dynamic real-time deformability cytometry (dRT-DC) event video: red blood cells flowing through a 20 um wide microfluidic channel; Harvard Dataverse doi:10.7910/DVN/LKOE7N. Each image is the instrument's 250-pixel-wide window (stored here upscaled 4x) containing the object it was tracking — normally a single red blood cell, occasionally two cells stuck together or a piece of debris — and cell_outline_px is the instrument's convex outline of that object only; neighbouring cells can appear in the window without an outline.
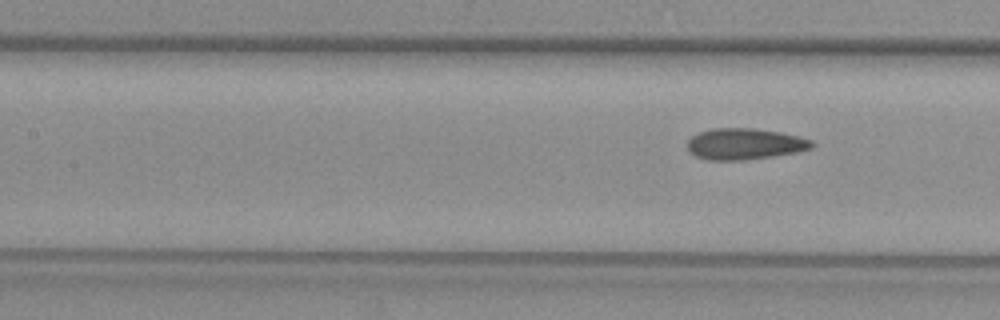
{"species": "common noctule bat (a hibernating species)", "species_latin": "Nyctalus noctula", "temperature_condition": "warm", "stored_images_in_passage": 7, "segment_of_instrument_passage": [2, 2], "camera_frame_rate_fps": 3000, "um_per_image_px": 0.085, "animal": {"sex": "female", "body_mass_g": 29.2, "forearm_length_mm": 56.3}, "frame": {"image": 1, "passage_image": 7, "time_ms": 8.0, "image_size_px": [1000, 320], "cell_outline_px": [[816, 144], [812, 148], [796, 152], [772, 156], [744, 160], [708, 160], [696, 156], [688, 152], [688, 140], [692, 136], [700, 132], [712, 128], [756, 128], [780, 132], [812, 140]], "centroid_in_image_um": [63.29, 12.23], "position_along_channel_um": 144.1, "area_um2": 22.66}}